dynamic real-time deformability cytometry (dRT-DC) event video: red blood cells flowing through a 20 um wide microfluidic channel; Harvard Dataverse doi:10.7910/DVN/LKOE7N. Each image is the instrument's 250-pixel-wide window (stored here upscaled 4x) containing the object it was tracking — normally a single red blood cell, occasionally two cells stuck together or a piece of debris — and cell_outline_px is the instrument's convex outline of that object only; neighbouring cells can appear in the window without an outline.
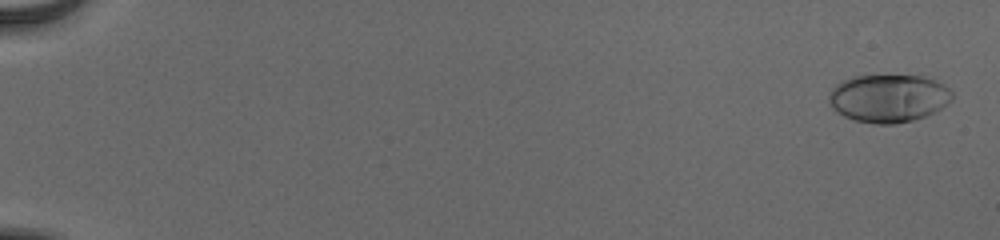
{"species": "human", "species_latin": "Homo sapiens", "temperature_condition": "cold", "stored_images_in_passage": 56, "camera_frame_rate_fps": 3000, "um_per_image_px": 0.085, "donor": {"sex": "male"}, "frame": {"image": 1, "passage_image": 2, "time_ms": 0.333, "image_size_px": [1000, 240], "cell_outline_px": [[952, 100], [940, 108], [924, 116], [912, 120], [896, 124], [876, 124], [852, 120], [836, 112], [828, 104], [828, 96], [832, 88], [840, 80], [852, 76], [924, 76], [944, 84], [952, 92]], "centroid_in_image_um": [75.47, 8.35], "position_along_channel_um": 9.5, "area_um2": 34.56}}
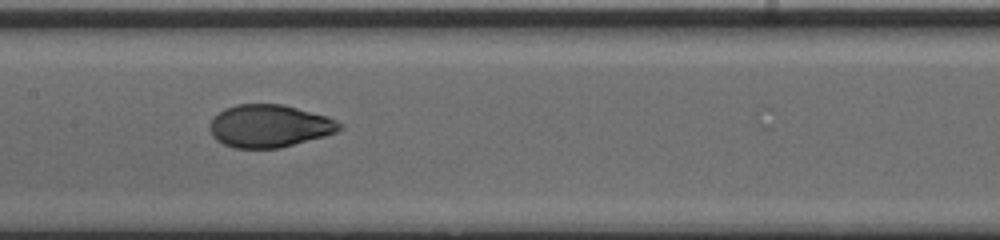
{"frame": {"image": 2, "passage_image": 31, "time_ms": 10.0, "image_size_px": [1000, 240], "cell_outline_px": [[344, 128], [336, 132], [324, 136], [280, 148], [232, 148], [216, 140], [212, 136], [208, 128], [208, 124], [212, 116], [224, 108], [236, 104], [284, 104], [328, 116], [344, 124]], "centroid_in_image_um": [22.87, 10.7], "position_along_channel_um": 184.5, "area_um2": 32.77}}
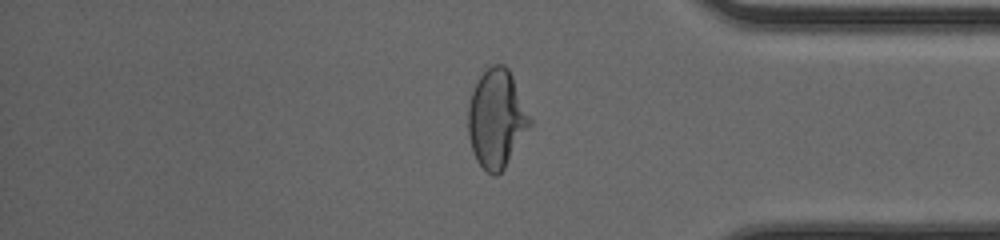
{"frame": {"image": 3, "passage_image": 48, "time_ms": 15.667, "image_size_px": [1000, 240], "cell_outline_px": [[532, 124], [504, 168], [496, 176], [492, 176], [476, 160], [468, 136], [468, 104], [472, 92], [480, 76], [492, 64], [504, 64], [508, 68], [512, 76], [532, 120]], "centroid_in_image_um": [42.2, 10.09], "position_along_channel_um": 393.0, "area_um2": 35.08}, "authors_computed_cell_mechanics": {"area_um2": 32.946, "velocity_mm_per_s": 3.8961, "shape_relaxation_time_tau1_ms": 3.7803, "shape_relaxation_time_tau2_ms": null, "deformation_change_tau1": 0.1804, "deformation_change_tau2": null}}